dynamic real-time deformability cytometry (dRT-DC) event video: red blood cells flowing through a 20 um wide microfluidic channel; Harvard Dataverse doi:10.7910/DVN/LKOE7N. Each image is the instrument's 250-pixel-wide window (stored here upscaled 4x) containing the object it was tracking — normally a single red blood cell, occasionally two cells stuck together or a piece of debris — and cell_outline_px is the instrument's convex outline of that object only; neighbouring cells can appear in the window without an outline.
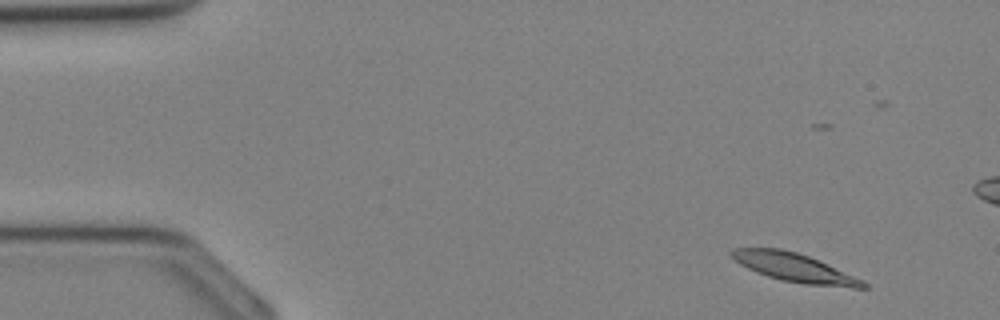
{"species": "Egyptian fruit bat (a non-hibernating species)", "species_latin": "Rousettus aegyptiacus", "temperature_condition": "cold", "stored_images_in_passage": 10, "camera_frame_rate_fps": 3000, "um_per_image_px": 0.085, "animal": {"sex": "female"}, "frame": {"image": 1, "passage_image": 2, "time_ms": 0.333, "image_size_px": [1000, 320], "cell_outline_px": [[868, 288], [852, 288], [804, 284], [780, 280], [756, 272], [740, 264], [728, 252], [732, 248], [780, 248], [796, 252], [808, 256], [828, 264], [864, 280], [868, 284]], "centroid_in_image_um": [67.56, 22.76], "position_along_channel_um": 17.4, "area_um2": 21.96}}